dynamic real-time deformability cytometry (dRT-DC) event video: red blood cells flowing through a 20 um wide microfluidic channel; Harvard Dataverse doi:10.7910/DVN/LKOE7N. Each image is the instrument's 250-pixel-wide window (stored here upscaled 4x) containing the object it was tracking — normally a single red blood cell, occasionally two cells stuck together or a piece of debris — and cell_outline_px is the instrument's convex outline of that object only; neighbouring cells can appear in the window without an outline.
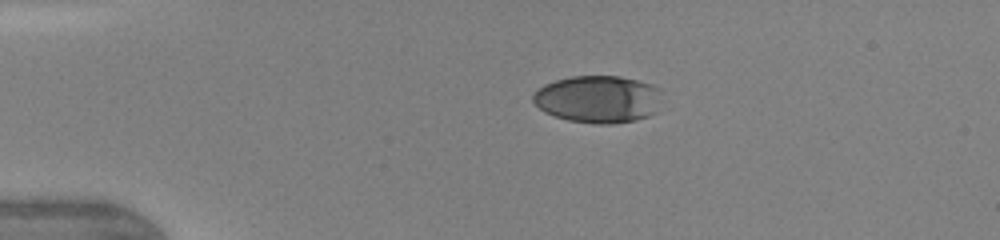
{"species": "human", "species_latin": "Homo sapiens", "temperature_condition": "warm", "stored_images_in_passage": 5, "camera_frame_rate_fps": 3000, "um_per_image_px": 0.085, "donor": {"sex": "female"}, "frame": {"image": 1, "passage_image": 1, "time_ms": 0.0, "image_size_px": [1000, 240], "cell_outline_px": [[660, 88], [656, 112], [648, 116], [636, 120], [612, 124], [596, 124], [568, 120], [544, 112], [532, 100], [532, 96], [544, 84], [556, 80], [572, 76], [620, 76], [636, 80]], "centroid_in_image_um": [50.82, 8.43], "position_along_channel_um": 34.2, "area_um2": 35.32}}
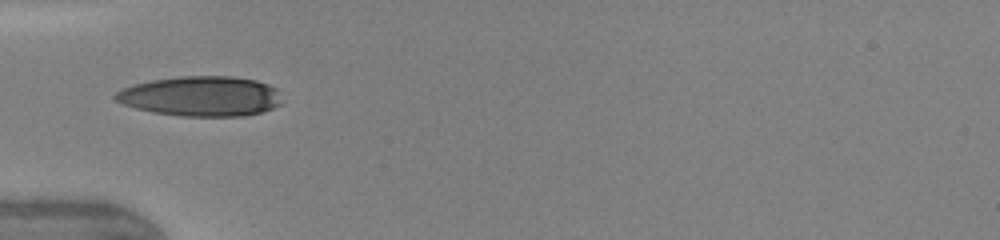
{"frame": {"image": 2, "passage_image": 4, "time_ms": 2.0, "image_size_px": [1000, 240], "cell_outline_px": [[280, 104], [264, 112], [244, 116], [180, 116], [152, 112], [136, 108], [124, 104], [116, 100], [112, 96], [116, 92], [124, 88], [136, 84], [152, 80], [180, 76], [232, 76], [256, 80], [268, 84], [276, 88]], "centroid_in_image_um": [17.08, 8.18], "position_along_channel_um": 67.9, "area_um2": 38.73}}